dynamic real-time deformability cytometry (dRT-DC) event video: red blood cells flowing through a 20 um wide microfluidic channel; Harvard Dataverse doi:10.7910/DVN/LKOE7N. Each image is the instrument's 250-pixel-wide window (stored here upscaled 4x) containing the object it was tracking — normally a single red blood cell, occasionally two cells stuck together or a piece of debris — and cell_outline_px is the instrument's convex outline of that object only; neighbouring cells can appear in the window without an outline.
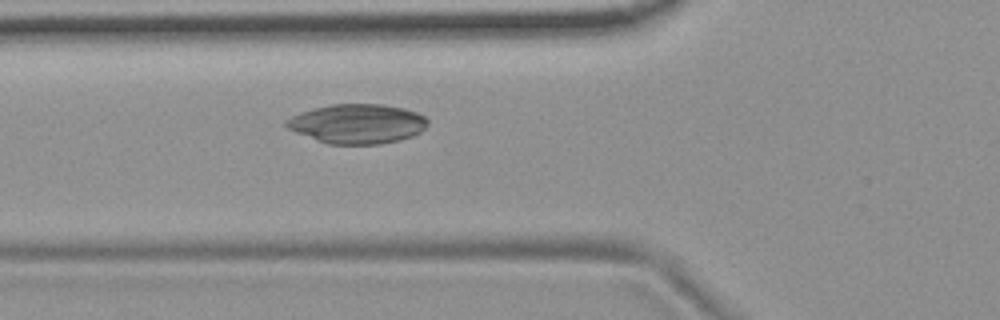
{"species": "common noctule bat (a hibernating species)", "species_latin": "Nyctalus noctula", "temperature_condition": "room temperature", "stored_images_in_passage": 5, "camera_frame_rate_fps": 3000, "um_per_image_px": 0.085, "animal": {"sex": "female", "body_mass_g": 19.9}, "frame": {"image": 1, "passage_image": 5, "time_ms": 4.333, "image_size_px": [1000, 320], "cell_outline_px": [[428, 124], [420, 132], [412, 136], [400, 140], [380, 144], [328, 144], [316, 140], [296, 132], [288, 128], [284, 124], [284, 120], [300, 112], [332, 104], [380, 104], [404, 108], [416, 112], [424, 116], [428, 120]], "centroid_in_image_um": [30.37, 10.52], "position_along_channel_um": 95.4, "area_um2": 32.48}}